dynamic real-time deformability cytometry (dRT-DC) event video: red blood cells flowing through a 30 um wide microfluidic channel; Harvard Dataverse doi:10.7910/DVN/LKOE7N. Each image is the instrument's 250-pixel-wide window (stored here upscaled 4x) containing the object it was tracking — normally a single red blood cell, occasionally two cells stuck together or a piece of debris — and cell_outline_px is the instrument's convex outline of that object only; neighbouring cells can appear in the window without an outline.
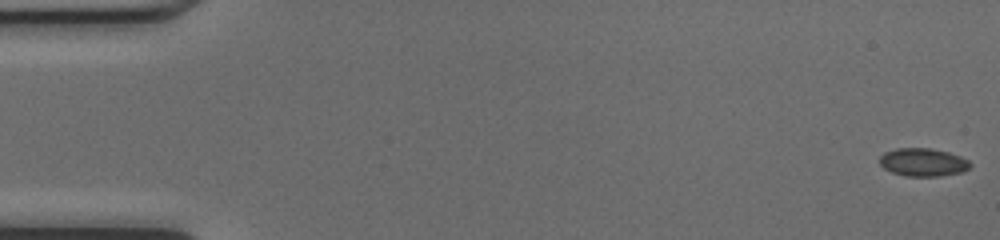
{"species": "common noctule bat (a hibernating species)", "species_latin": "Nyctalus noctula", "temperature_condition": "cold", "stored_images_in_passage": 49, "camera_frame_rate_fps": 3000, "um_per_image_px": 0.085, "animal": {"sex": "female", "body_mass_g": 17.0, "forearm_length_mm": 48.0}, "frame": {"image": 1, "passage_image": 1, "time_ms": 0.0, "image_size_px": [1000, 240], "cell_outline_px": [[972, 164], [964, 172], [940, 176], [904, 176], [892, 172], [884, 168], [880, 164], [880, 156], [884, 152], [896, 148], [928, 148], [948, 152], [960, 156], [968, 160]], "centroid_in_image_um": [78.46, 13.79], "position_along_channel_um": 6.5, "area_um2": 14.85}}
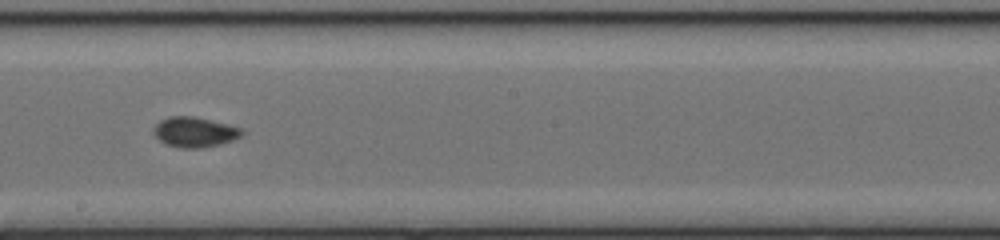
{"frame": {"image": 2, "passage_image": 28, "time_ms": 9.0, "image_size_px": [1000, 240], "cell_outline_px": [[244, 132], [240, 136], [232, 140], [220, 144], [200, 148], [180, 148], [164, 144], [152, 132], [152, 128], [160, 120], [168, 116], [192, 116], [228, 124], [244, 128]], "centroid_in_image_um": [16.52, 11.22], "position_along_channel_um": 231.7, "area_um2": 15.61}}
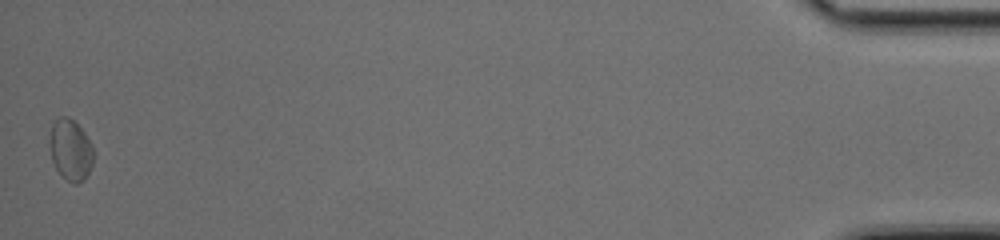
{"frame": {"image": 3, "passage_image": 49, "time_ms": 16.0, "image_size_px": [1000, 240], "cell_outline_px": [[92, 164], [84, 180], [76, 184], [72, 184], [56, 168], [52, 160], [48, 140], [52, 124], [60, 116], [68, 116], [84, 132], [92, 144]], "centroid_in_image_um": [5.97, 12.72], "position_along_channel_um": 429.2, "area_um2": 15.43}, "authors_computed_cell_mechanics": {"area_um2": 14.7968, "velocity_mm_per_s": 4.2482, "shape_relaxation_time_tau1_ms": 5.7165, "shape_relaxation_time_tau2_ms": 4.0209, "deformation_change_tau1": 0.0841, "deformation_change_tau2": 0.0696}}